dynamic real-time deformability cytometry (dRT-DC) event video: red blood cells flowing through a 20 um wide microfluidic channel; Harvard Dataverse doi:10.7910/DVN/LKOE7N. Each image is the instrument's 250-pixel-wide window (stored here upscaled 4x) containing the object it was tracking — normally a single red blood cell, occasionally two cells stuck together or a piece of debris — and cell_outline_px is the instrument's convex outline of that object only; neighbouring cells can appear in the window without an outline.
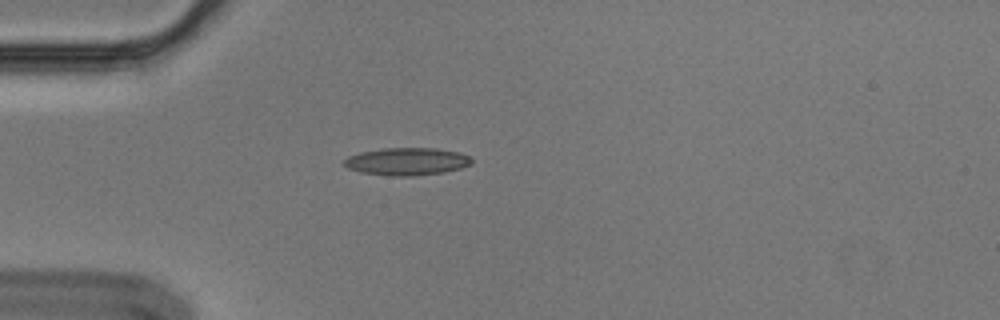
{"species": "Egyptian fruit bat (a non-hibernating species)", "species_latin": "Rousettus aegyptiacus", "temperature_condition": "cold", "stored_images_in_passage": 1, "camera_frame_rate_fps": 3000, "um_per_image_px": 0.085, "animal": {"sex": "male"}, "frame": {"image": 1, "passage_image": 1, "time_ms": 0.0, "image_size_px": [1000, 320], "cell_outline_px": [[472, 164], [460, 168], [444, 172], [416, 176], [392, 176], [360, 172], [348, 168], [344, 164], [344, 160], [348, 156], [360, 152], [384, 148], [436, 148], [460, 152], [468, 156], [472, 160]], "centroid_in_image_um": [34.59, 13.72], "position_along_channel_um": 50.4, "area_um2": 20.52}}